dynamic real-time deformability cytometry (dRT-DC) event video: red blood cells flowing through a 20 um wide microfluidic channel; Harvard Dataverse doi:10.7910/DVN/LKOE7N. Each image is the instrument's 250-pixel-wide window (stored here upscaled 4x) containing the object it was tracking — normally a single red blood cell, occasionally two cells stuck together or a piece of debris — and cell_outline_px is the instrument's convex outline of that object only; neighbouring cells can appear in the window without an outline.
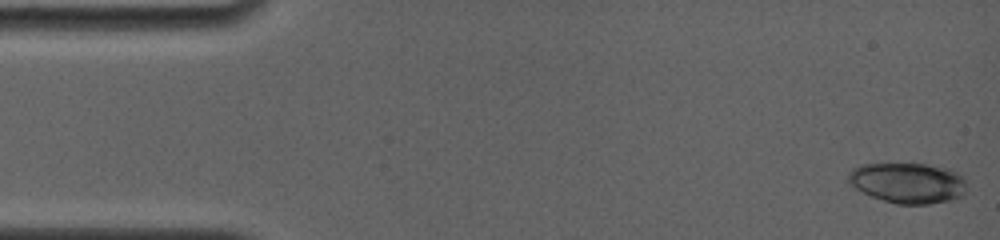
{"species": "common noctule bat (a hibernating species)", "species_latin": "Nyctalus noctula", "temperature_condition": "room temperature", "stored_images_in_passage": 10, "camera_frame_rate_fps": 4000, "um_per_image_px": 0.085, "animal": {"sex": "female", "body_mass_g": 19.0, "forearm_length_mm": 56.7}, "frame": {"image": 1, "passage_image": 1, "time_ms": 0.0, "image_size_px": [1000, 240], "cell_outline_px": [[964, 196], [952, 200], [928, 204], [896, 204], [872, 196], [856, 188], [848, 180], [848, 172], [852, 168], [860, 164], [928, 164], [948, 168], [964, 176]], "centroid_in_image_um": [77.19, 15.54], "position_along_channel_um": 7.8, "area_um2": 27.92}}
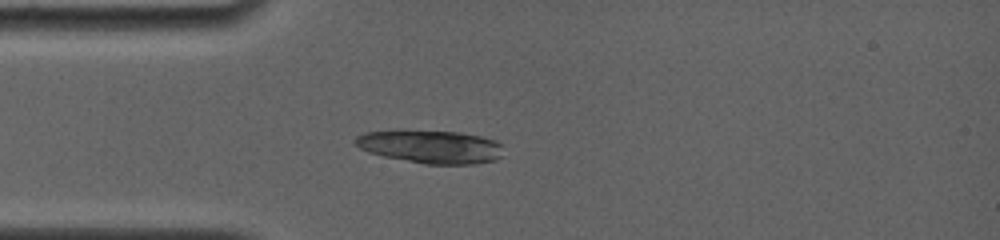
{"frame": {"image": 2, "passage_image": 9, "time_ms": 4.0, "image_size_px": [1000, 240], "cell_outline_px": [[500, 156], [492, 160], [472, 164], [424, 164], [384, 156], [368, 152], [360, 148], [352, 140], [356, 136], [364, 132], [460, 132], [480, 136], [492, 140], [500, 144]], "centroid_in_image_um": [36.57, 12.49], "position_along_channel_um": 48.4, "area_um2": 27.63}}